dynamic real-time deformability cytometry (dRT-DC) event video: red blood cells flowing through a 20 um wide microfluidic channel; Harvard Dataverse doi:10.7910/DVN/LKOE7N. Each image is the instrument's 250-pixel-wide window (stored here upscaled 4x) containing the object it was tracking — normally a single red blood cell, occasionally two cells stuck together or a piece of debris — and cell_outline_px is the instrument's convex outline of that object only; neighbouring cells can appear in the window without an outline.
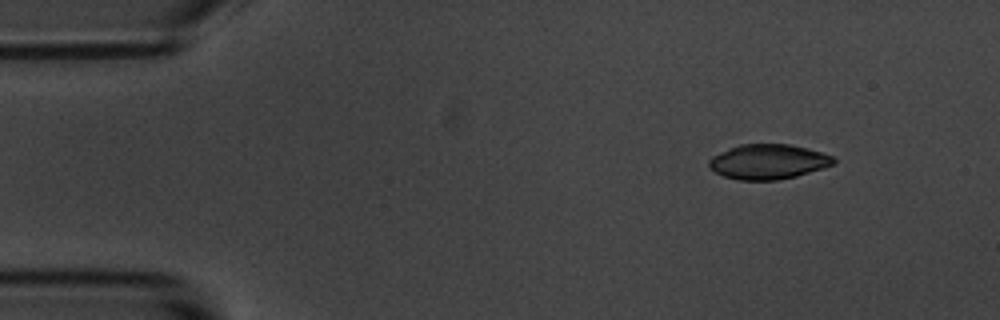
{"species": "common noctule bat (a hibernating species)", "species_latin": "Nyctalus noctula", "temperature_condition": "room temperature", "stored_images_in_passage": 4, "camera_frame_rate_fps": 3000, "um_per_image_px": 0.085, "animal": {"sex": "male", "body_mass_g": 20.1, "forearm_length_mm": 53.5}, "frame": {"image": 1, "passage_image": 1, "time_ms": 0.0, "image_size_px": [1000, 320], "cell_outline_px": [[836, 160], [832, 164], [824, 168], [796, 176], [776, 180], [740, 180], [724, 176], [708, 168], [708, 160], [712, 156], [720, 152], [740, 144], [788, 144], [808, 148], [832, 156]], "centroid_in_image_um": [65.27, 13.74], "position_along_channel_um": 19.7, "area_um2": 25.26}}
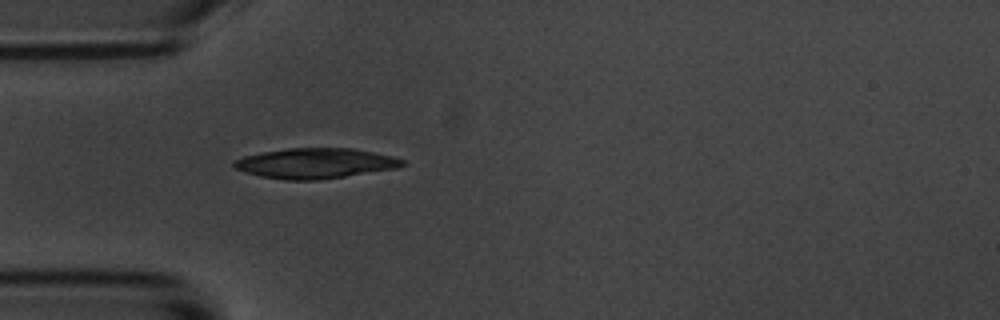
{"frame": {"image": 2, "passage_image": 4, "time_ms": 3.333, "image_size_px": [1000, 320], "cell_outline_px": [[408, 164], [400, 168], [320, 180], [284, 180], [260, 176], [244, 172], [232, 168], [232, 160], [244, 156], [260, 152], [288, 148], [352, 148], [392, 156], [404, 160]], "centroid_in_image_um": [26.79, 13.88], "position_along_channel_um": 58.2, "area_um2": 30.11}}